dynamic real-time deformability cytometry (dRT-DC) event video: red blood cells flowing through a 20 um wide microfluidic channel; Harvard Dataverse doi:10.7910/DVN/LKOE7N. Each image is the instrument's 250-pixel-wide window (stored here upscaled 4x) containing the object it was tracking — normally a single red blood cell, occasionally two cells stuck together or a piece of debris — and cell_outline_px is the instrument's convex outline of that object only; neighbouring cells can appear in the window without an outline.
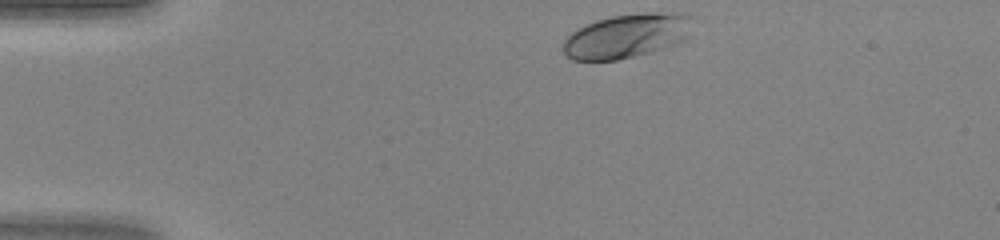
{"species": "human", "species_latin": "Homo sapiens", "temperature_condition": "warm", "stored_images_in_passage": 31, "camera_frame_rate_fps": 3000, "um_per_image_px": 0.085, "donor": {"sex": "female"}, "frame": {"image": 1, "passage_image": 1, "time_ms": 0.0, "image_size_px": [1000, 240], "cell_outline_px": [[684, 36], [680, 40], [672, 44], [648, 52], [616, 60], [572, 60], [564, 52], [564, 40], [572, 32], [596, 20], [612, 16], [644, 12], [656, 12], [684, 16]], "centroid_in_image_um": [53.06, 3.07], "position_along_channel_um": 31.9, "area_um2": 31.33}}
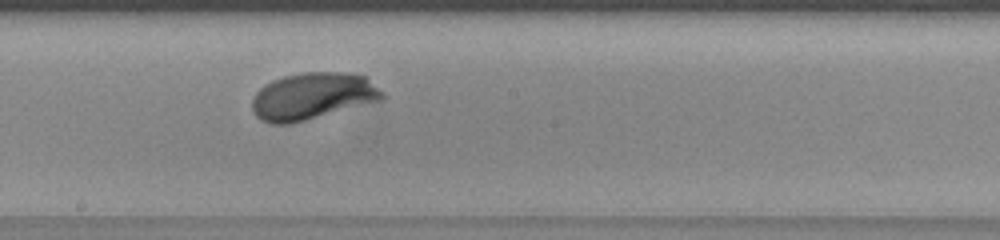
{"frame": {"image": 2, "passage_image": 18, "time_ms": 5.667, "image_size_px": [1000, 240], "cell_outline_px": [[388, 96], [380, 100], [304, 120], [288, 124], [272, 124], [260, 120], [252, 112], [252, 100], [256, 92], [264, 84], [272, 80], [284, 76], [300, 72], [344, 72], [364, 76], [384, 92]], "centroid_in_image_um": [26.53, 8.16], "position_along_channel_um": 221.7, "area_um2": 35.43}}
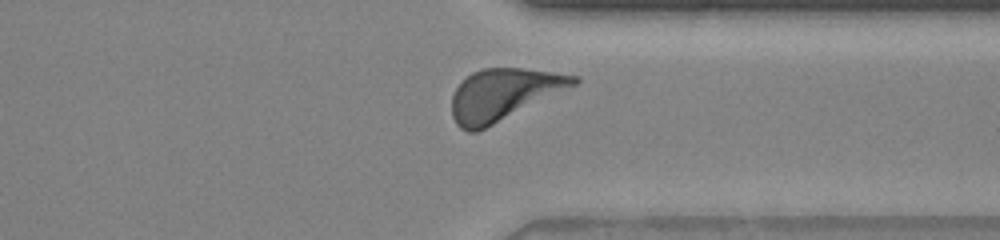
{"frame": {"image": 3, "passage_image": 28, "time_ms": 9.0, "image_size_px": [1000, 240], "cell_outline_px": [[580, 80], [576, 84], [476, 132], [468, 132], [460, 128], [456, 124], [452, 116], [452, 96], [456, 88], [472, 72], [484, 68], [520, 68], [552, 72], [580, 76]], "centroid_in_image_um": [42.76, 8.02], "position_along_channel_um": 368.6, "area_um2": 35.84}}